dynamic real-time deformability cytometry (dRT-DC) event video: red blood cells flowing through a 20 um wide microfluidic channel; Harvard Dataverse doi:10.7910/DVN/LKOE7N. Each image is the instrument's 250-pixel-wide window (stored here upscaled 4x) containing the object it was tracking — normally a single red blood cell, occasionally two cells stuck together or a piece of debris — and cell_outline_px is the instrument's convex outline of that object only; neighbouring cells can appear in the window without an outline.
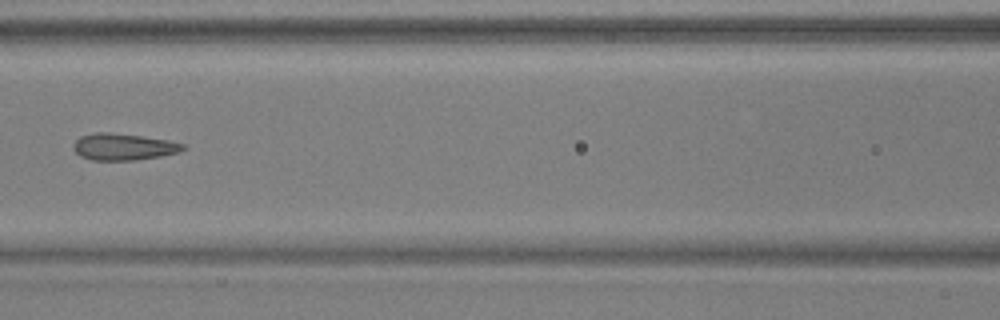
{"species": "common noctule bat (a hibernating species)", "species_latin": "Nyctalus noctula", "temperature_condition": "warm", "stored_images_in_passage": 6, "camera_frame_rate_fps": 3000, "um_per_image_px": 0.085, "animal": {"sex": "male", "body_mass_g": 17.9, "forearm_length_mm": 54.2}, "frame": {"image": 1, "passage_image": 5, "time_ms": 1.333, "image_size_px": [1000, 320], "cell_outline_px": [[188, 148], [180, 152], [160, 156], [136, 160], [92, 160], [80, 156], [72, 148], [72, 144], [80, 136], [96, 132], [108, 132], [140, 136], [168, 140], [184, 144]], "centroid_in_image_um": [10.49, 12.48], "position_along_channel_um": 156.1, "area_um2": 17.11}}
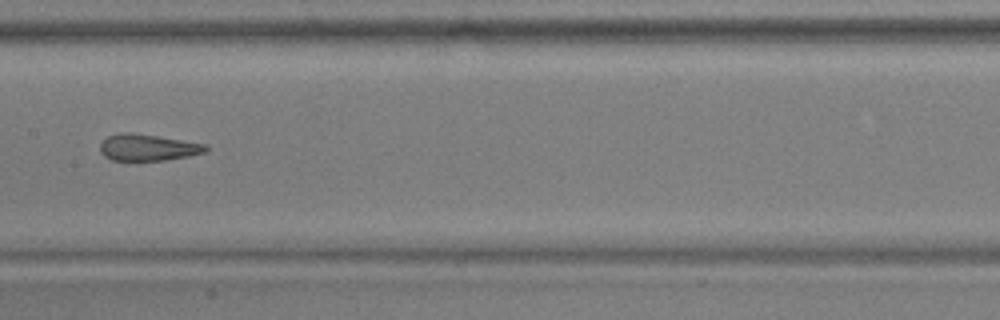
{"frame": {"image": 2, "passage_image": 6, "time_ms": 1.667, "image_size_px": [1000, 320], "cell_outline_px": [[208, 148], [204, 152], [188, 156], [164, 160], [112, 160], [104, 156], [100, 152], [100, 144], [108, 136], [120, 132], [128, 132], [156, 136], [208, 144]], "centroid_in_image_um": [12.55, 12.53], "position_along_channel_um": 194.8, "area_um2": 16.18}}